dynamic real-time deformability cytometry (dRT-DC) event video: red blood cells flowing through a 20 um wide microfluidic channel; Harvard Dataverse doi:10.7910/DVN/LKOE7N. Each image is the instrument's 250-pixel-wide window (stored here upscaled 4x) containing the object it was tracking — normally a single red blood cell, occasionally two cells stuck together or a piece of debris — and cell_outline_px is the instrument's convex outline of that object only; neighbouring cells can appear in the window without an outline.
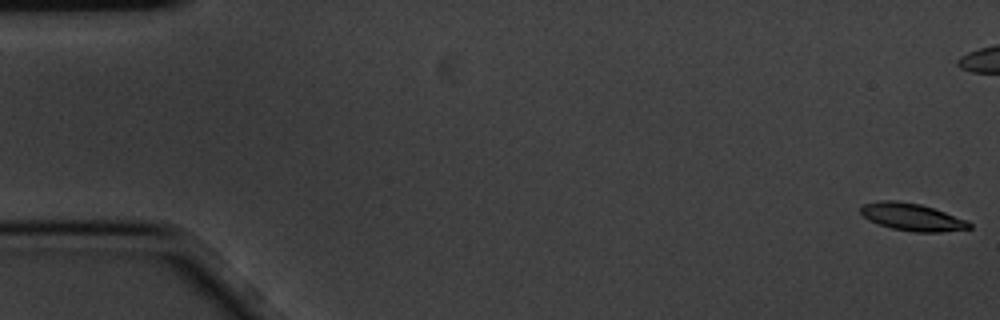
{"species": "common noctule bat (a hibernating species)", "species_latin": "Nyctalus noctula", "temperature_condition": "cold", "stored_images_in_passage": 14, "camera_frame_rate_fps": 3000, "um_per_image_px": 0.085, "animal": {"sex": "male", "body_mass_g": 20.1, "forearm_length_mm": 53.5}, "frame": {"image": 1, "passage_image": 1, "time_ms": 0.0, "image_size_px": [1000, 320], "cell_outline_px": [[972, 228], [940, 232], [912, 232], [892, 228], [868, 220], [860, 212], [860, 208], [864, 204], [880, 200], [896, 200], [920, 204], [968, 220], [972, 224]], "centroid_in_image_um": [77.53, 18.45], "position_along_channel_um": 7.5, "area_um2": 17.28}}